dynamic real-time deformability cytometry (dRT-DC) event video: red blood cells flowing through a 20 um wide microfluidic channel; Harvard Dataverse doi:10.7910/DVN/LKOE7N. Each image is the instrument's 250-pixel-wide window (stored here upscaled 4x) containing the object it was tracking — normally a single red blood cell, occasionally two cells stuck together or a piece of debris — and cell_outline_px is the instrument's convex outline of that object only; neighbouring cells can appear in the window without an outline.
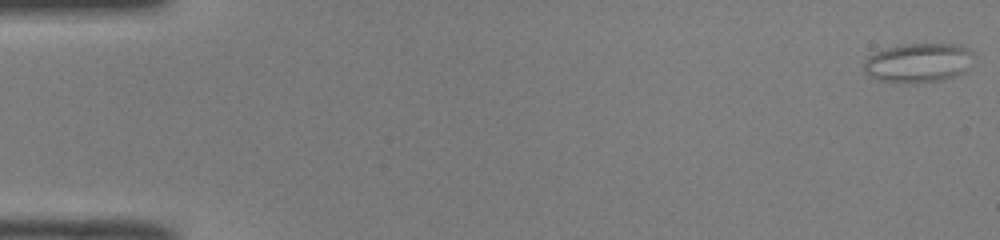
{"species": "common noctule bat (a hibernating species)", "species_latin": "Nyctalus noctula", "temperature_condition": "room temperature", "stored_images_in_passage": 51, "camera_frame_rate_fps": 3000, "um_per_image_px": 0.085, "animal": {"sex": "male", "body_mass_g": 19.0, "forearm_length_mm": 50.8}, "frame": {"image": 1, "passage_image": 1, "time_ms": 0.0, "image_size_px": [1000, 240], "cell_outline_px": [[968, 68], [964, 72], [956, 76], [944, 80], [880, 80], [868, 76], [864, 72], [864, 60], [868, 56], [876, 52], [888, 48], [904, 44], [960, 44], [968, 52]], "centroid_in_image_um": [77.99, 5.3], "position_along_channel_um": 7.0, "area_um2": 23.93}}
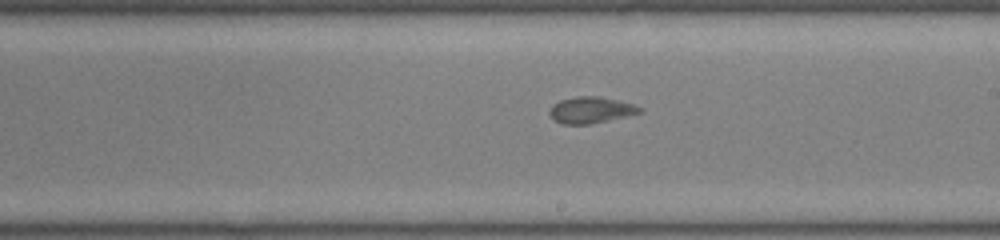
{"frame": {"image": 2, "passage_image": 30, "time_ms": 9.667, "image_size_px": [1000, 240], "cell_outline_px": [[644, 112], [592, 124], [564, 124], [556, 120], [548, 112], [552, 104], [560, 100], [576, 96], [596, 96], [616, 100], [632, 104], [640, 108]], "centroid_in_image_um": [50.21, 9.35], "position_along_channel_um": 238.8, "area_um2": 13.7}}
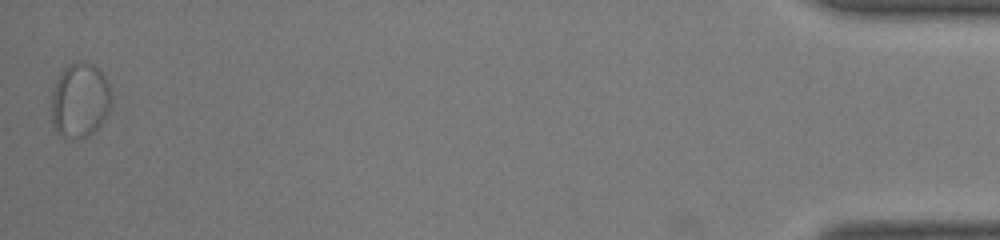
{"frame": {"image": 3, "passage_image": 51, "time_ms": 16.667, "image_size_px": [1000, 240], "cell_outline_px": [[108, 112], [100, 124], [88, 136], [60, 136], [56, 132], [52, 124], [52, 92], [56, 80], [60, 72], [64, 68], [76, 60], [84, 60], [92, 64], [104, 76], [108, 84]], "centroid_in_image_um": [6.73, 8.48], "position_along_channel_um": 428.5, "area_um2": 25.49}}